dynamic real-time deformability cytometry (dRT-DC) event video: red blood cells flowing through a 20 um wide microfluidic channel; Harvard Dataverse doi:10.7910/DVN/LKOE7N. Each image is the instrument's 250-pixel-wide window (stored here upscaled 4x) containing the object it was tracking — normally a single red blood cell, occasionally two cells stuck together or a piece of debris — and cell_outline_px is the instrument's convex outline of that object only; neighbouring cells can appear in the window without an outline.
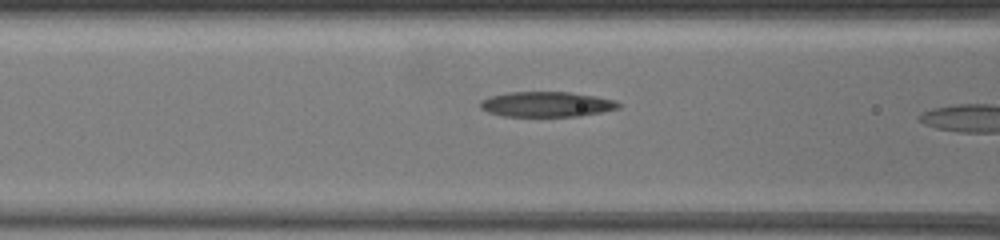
{"species": "common noctule bat (a hibernating species)", "species_latin": "Nyctalus noctula", "temperature_condition": "warm", "stored_images_in_passage": 10, "camera_frame_rate_fps": 3000, "um_per_image_px": 0.085, "animal": {"sex": "female", "body_mass_g": 19.5, "forearm_length_mm": 54.1}, "frame": {"image": 1, "passage_image": 8, "time_ms": 1.333, "image_size_px": [1000, 240], "cell_outline_px": [[620, 108], [580, 116], [504, 116], [488, 112], [480, 108], [480, 104], [484, 100], [492, 96], [508, 92], [568, 92], [596, 96], [612, 100], [620, 104]], "centroid_in_image_um": [46.47, 8.86], "position_along_channel_um": 120.1, "area_um2": 20.0}}